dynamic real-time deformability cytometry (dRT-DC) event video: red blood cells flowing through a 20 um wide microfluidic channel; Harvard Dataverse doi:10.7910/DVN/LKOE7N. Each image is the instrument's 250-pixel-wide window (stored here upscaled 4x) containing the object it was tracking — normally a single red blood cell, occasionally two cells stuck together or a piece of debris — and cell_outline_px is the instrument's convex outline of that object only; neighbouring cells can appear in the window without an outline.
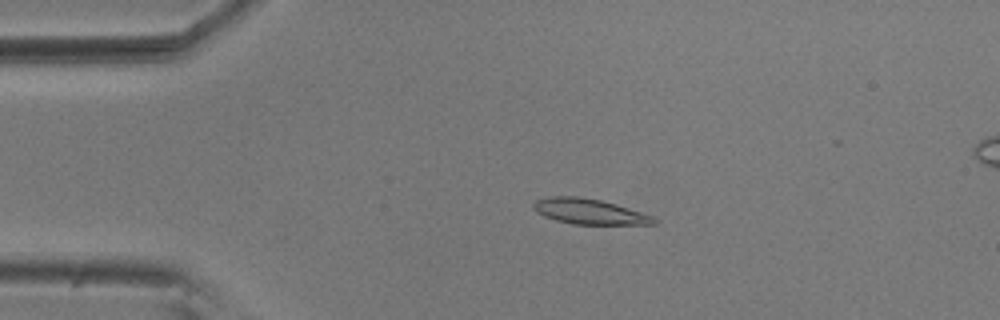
{"species": "common noctule bat (a hibernating species)", "species_latin": "Nyctalus noctula", "temperature_condition": "room temperature", "stored_images_in_passage": 55, "camera_frame_rate_fps": 3000, "um_per_image_px": 0.085, "animal": {"sex": "male", "body_mass_g": 20.5, "forearm_length_mm": 52.5}, "frame": {"image": 1, "passage_image": 12, "time_ms": 3.667, "image_size_px": [1000, 320], "cell_outline_px": [[656, 224], [572, 224], [556, 220], [544, 216], [536, 212], [532, 208], [532, 204], [536, 200], [548, 196], [580, 196], [600, 200], [616, 204], [652, 216], [656, 220]], "centroid_in_image_um": [50.03, 17.97], "position_along_channel_um": 35.0, "area_um2": 17.74}}
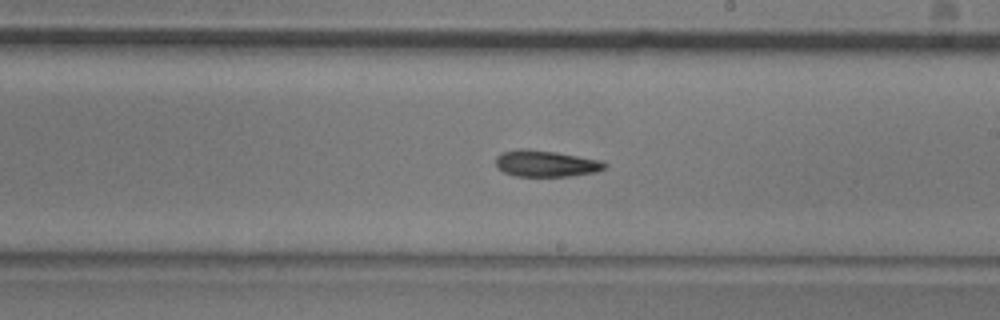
{"frame": {"image": 2, "passage_image": 32, "time_ms": 10.333, "image_size_px": [1000, 320], "cell_outline_px": [[608, 168], [596, 172], [572, 176], [516, 176], [504, 172], [496, 168], [496, 156], [500, 152], [520, 148], [528, 148], [556, 152], [600, 160], [608, 164]], "centroid_in_image_um": [46.39, 13.89], "position_along_channel_um": 242.6, "area_um2": 17.05}}
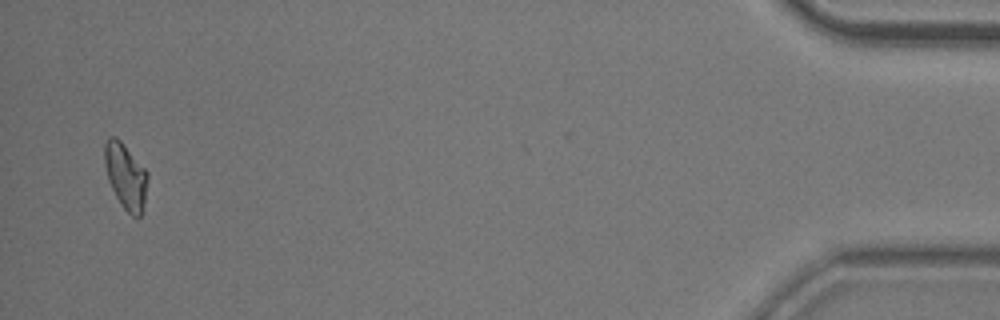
{"frame": {"image": 3, "passage_image": 54, "time_ms": 17.667, "image_size_px": [1000, 320], "cell_outline_px": [[148, 176], [144, 200], [140, 216], [132, 216], [120, 204], [108, 180], [104, 164], [104, 144], [108, 136], [116, 136], [120, 140], [148, 172]], "centroid_in_image_um": [10.65, 14.93], "position_along_channel_um": 424.5, "area_um2": 16.3}, "authors_computed_cell_mechanics": {"area_um2": 16.8776, "velocity_mm_per_s": 3.6646, "shape_relaxation_time_tau1_ms": 8.0499, "shape_relaxation_time_tau2_ms": 5.2546, "deformation_change_tau1": 0.1666, "deformation_change_tau2": 0.1218}}